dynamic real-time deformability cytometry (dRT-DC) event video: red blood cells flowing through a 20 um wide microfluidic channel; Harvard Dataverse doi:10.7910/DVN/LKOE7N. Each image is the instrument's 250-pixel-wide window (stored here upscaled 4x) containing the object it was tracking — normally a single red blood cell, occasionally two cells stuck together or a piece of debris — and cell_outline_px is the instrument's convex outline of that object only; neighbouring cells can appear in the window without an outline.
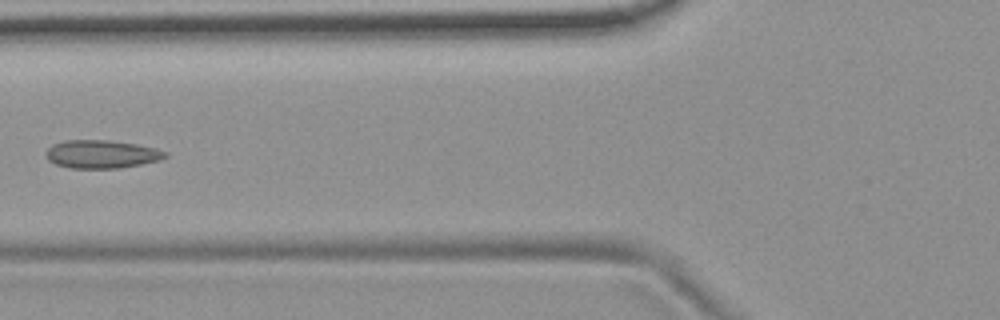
{"species": "common noctule bat (a hibernating species)", "species_latin": "Nyctalus noctula", "temperature_condition": "room temperature", "stored_images_in_passage": 7, "camera_frame_rate_fps": 3000, "um_per_image_px": 0.085, "animal": {"sex": "female", "body_mass_g": 19.9}, "frame": {"image": 1, "passage_image": 7, "time_ms": 2.0, "image_size_px": [1000, 320], "cell_outline_px": [[168, 156], [160, 160], [120, 168], [68, 168], [56, 164], [48, 160], [44, 156], [44, 152], [52, 144], [68, 140], [108, 140], [136, 144], [156, 148], [168, 152]], "centroid_in_image_um": [8.62, 13.1], "position_along_channel_um": 117.2, "area_um2": 19.71}}